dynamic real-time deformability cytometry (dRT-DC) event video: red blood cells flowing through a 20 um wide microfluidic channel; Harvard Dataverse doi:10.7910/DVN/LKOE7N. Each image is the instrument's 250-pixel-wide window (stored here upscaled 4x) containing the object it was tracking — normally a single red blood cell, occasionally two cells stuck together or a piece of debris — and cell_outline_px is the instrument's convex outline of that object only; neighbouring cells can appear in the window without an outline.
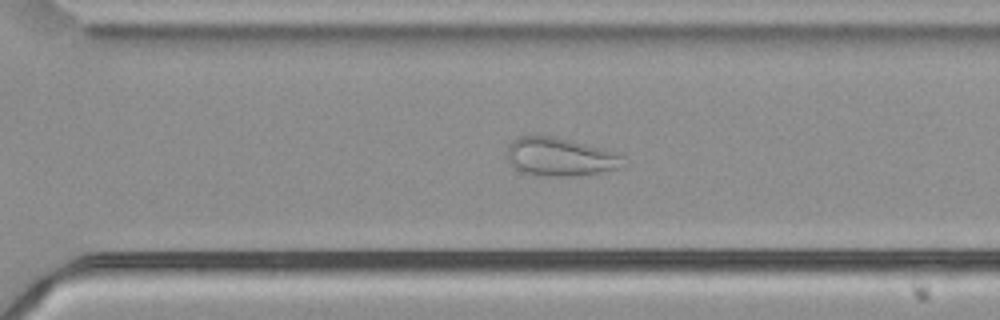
{"species": "common noctule bat (a hibernating species)", "species_latin": "Nyctalus noctula", "temperature_condition": "cold", "stored_images_in_passage": 56, "camera_frame_rate_fps": 3000, "um_per_image_px": 0.085, "animal": {"sex": "male", "body_mass_g": 21.5, "forearm_length_mm": 52.0}, "frame": {"image": 1, "passage_image": 40, "time_ms": 13.0, "image_size_px": [1000, 320], "cell_outline_px": [[624, 164], [616, 168], [600, 172], [576, 176], [536, 176], [520, 172], [508, 160], [508, 144], [512, 140], [520, 136], [540, 132], [572, 140], [616, 152], [624, 156]], "centroid_in_image_um": [47.56, 13.3], "position_along_channel_um": 323.0, "area_um2": 26.59}}
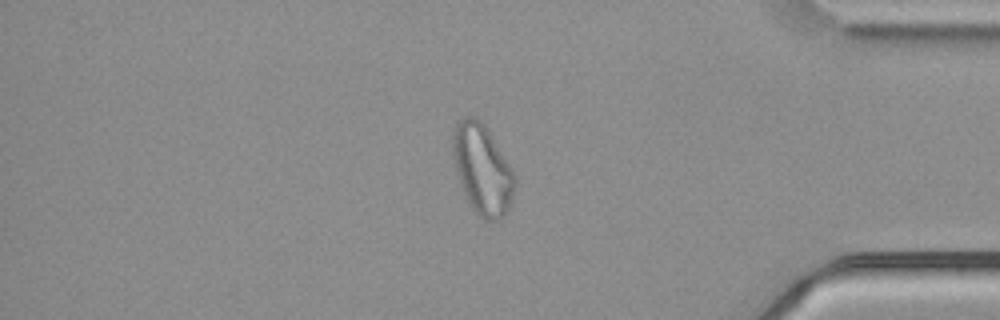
{"frame": {"image": 2, "passage_image": 48, "time_ms": 15.667, "image_size_px": [1000, 320], "cell_outline_px": [[516, 184], [508, 212], [496, 220], [484, 220], [472, 208], [460, 184], [456, 172], [452, 152], [452, 132], [456, 120], [468, 116], [472, 116], [480, 120], [484, 124], [512, 168], [516, 176]], "centroid_in_image_um": [40.99, 14.37], "position_along_channel_um": 394.2, "area_um2": 32.54}}